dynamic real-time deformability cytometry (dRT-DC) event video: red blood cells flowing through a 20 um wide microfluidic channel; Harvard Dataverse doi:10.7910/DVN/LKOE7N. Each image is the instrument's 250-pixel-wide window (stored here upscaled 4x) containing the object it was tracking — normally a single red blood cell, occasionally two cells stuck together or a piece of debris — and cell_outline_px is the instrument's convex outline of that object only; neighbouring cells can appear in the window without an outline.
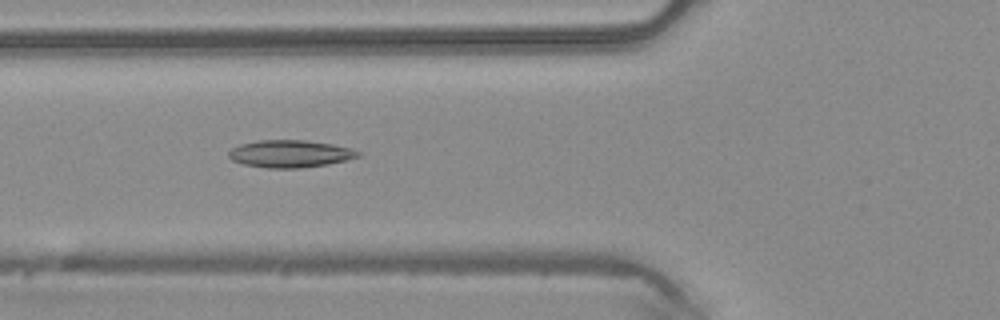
{"species": "common noctule bat (a hibernating species)", "species_latin": "Nyctalus noctula", "temperature_condition": "warm", "stored_images_in_passage": 43, "camera_frame_rate_fps": 3000, "um_per_image_px": 0.085, "animal": {"sex": "male", "body_mass_g": 20.4}, "frame": {"image": 1, "passage_image": 16, "time_ms": 5.0, "image_size_px": [1000, 320], "cell_outline_px": [[360, 156], [328, 164], [300, 168], [268, 168], [244, 164], [232, 160], [228, 156], [228, 152], [232, 148], [240, 144], [256, 140], [304, 140], [332, 144], [352, 148], [360, 152]], "centroid_in_image_um": [24.64, 13.06], "position_along_channel_um": 101.2, "area_um2": 20.58}}
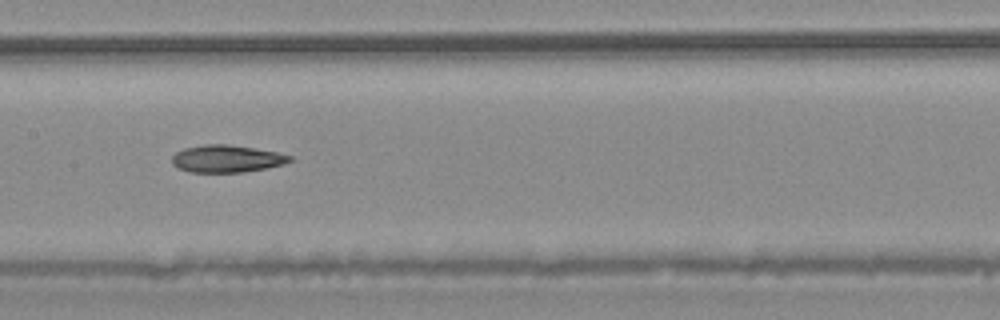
{"frame": {"image": 2, "passage_image": 22, "time_ms": 7.0, "image_size_px": [1000, 320], "cell_outline_px": [[296, 160], [284, 164], [244, 172], [192, 172], [176, 168], [172, 164], [172, 156], [176, 152], [184, 148], [204, 144], [228, 144], [276, 152], [292, 156]], "centroid_in_image_um": [19.26, 13.49], "position_along_channel_um": 188.1, "area_um2": 18.79}}
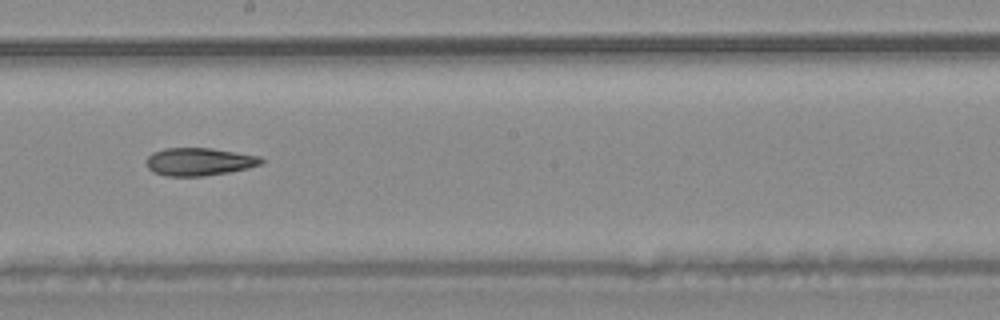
{"frame": {"image": 3, "passage_image": 25, "time_ms": 8.0, "image_size_px": [1000, 320], "cell_outline_px": [[264, 164], [248, 168], [228, 172], [204, 176], [164, 176], [152, 172], [148, 168], [144, 160], [152, 152], [164, 148], [212, 148], [260, 156], [264, 160]], "centroid_in_image_um": [16.91, 13.74], "position_along_channel_um": 231.3, "area_um2": 18.9}}